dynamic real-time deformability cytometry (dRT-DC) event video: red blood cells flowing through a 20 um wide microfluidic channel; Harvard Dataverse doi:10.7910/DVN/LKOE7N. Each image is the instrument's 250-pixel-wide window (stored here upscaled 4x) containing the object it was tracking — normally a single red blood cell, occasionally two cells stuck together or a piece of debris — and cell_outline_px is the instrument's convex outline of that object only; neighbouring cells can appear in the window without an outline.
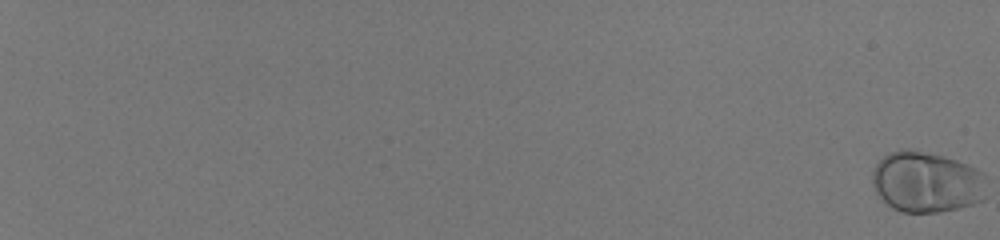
{"species": "human", "species_latin": "Homo sapiens", "temperature_condition": "room temperature", "stored_images_in_passage": 60, "camera_frame_rate_fps": 3000, "um_per_image_px": 0.085, "donor": {"sex": "male"}, "frame": {"image": 1, "passage_image": 1, "time_ms": 0.0, "image_size_px": [1000, 240], "cell_outline_px": [[984, 200], [972, 204], [956, 208], [936, 212], [904, 212], [892, 208], [876, 192], [872, 184], [872, 172], [876, 164], [888, 152], [900, 148], [908, 148], [956, 160], [976, 168], [984, 172]], "centroid_in_image_um": [78.73, 15.46], "position_along_channel_um": 6.3, "area_um2": 40.4}}
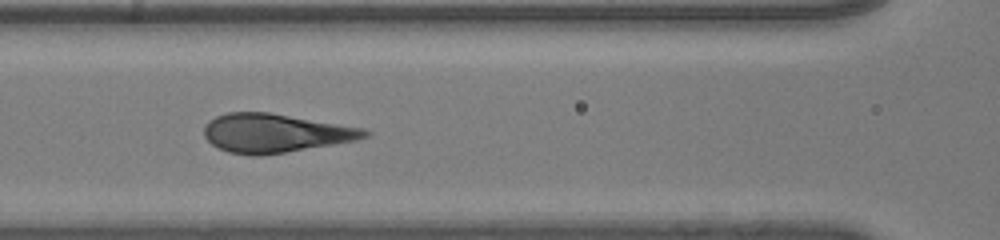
{"frame": {"image": 2, "passage_image": 35, "time_ms": 11.333, "image_size_px": [1000, 240], "cell_outline_px": [[372, 132], [368, 136], [356, 140], [260, 156], [252, 156], [228, 152], [216, 148], [204, 136], [204, 128], [208, 120], [216, 116], [228, 112], [268, 112], [364, 128]], "centroid_in_image_um": [23.35, 11.31], "position_along_channel_um": 143.2, "area_um2": 36.13}}
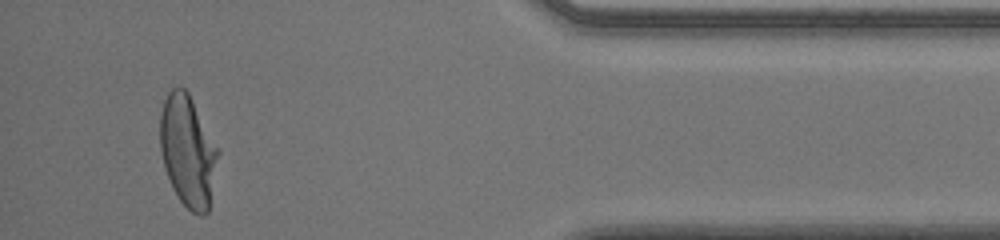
{"frame": {"image": 3, "passage_image": 58, "time_ms": 19.0, "image_size_px": [1000, 240], "cell_outline_px": [[220, 152], [208, 212], [204, 216], [200, 216], [192, 212], [180, 200], [172, 188], [160, 152], [160, 112], [164, 100], [168, 92], [172, 88], [180, 84], [188, 92], [220, 148]], "centroid_in_image_um": [15.98, 12.81], "position_along_channel_um": 419.2, "area_um2": 38.15}, "authors_computed_cell_mechanics": {"area_um2": 37.6278, "velocity_mm_per_s": 4.0166, "shape_relaxation_time_tau1_ms": 4.3951, "shape_relaxation_time_tau2_ms": null, "deformation_change_tau1": 0.2184, "deformation_change_tau2": null}}